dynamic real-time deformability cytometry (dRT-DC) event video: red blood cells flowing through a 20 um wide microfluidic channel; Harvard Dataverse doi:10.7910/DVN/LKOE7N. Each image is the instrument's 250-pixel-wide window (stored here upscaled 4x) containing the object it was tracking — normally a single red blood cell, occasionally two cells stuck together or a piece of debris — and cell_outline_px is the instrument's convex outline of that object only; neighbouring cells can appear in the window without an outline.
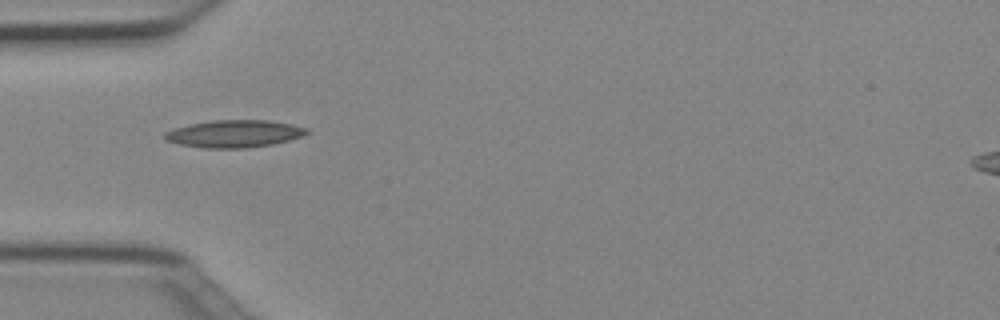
{"species": "Egyptian fruit bat (a non-hibernating species)", "species_latin": "Rousettus aegyptiacus", "temperature_condition": "cold", "stored_images_in_passage": 36, "camera_frame_rate_fps": 3000, "um_per_image_px": 0.085, "animal": {"sex": "female"}, "frame": {"image": 1, "passage_image": 1, "time_ms": 0.0, "image_size_px": [1000, 320], "cell_outline_px": [[312, 132], [304, 136], [272, 144], [244, 148], [204, 148], [180, 144], [164, 140], [164, 132], [172, 128], [188, 124], [208, 120], [268, 120], [292, 124], [308, 128]], "centroid_in_image_um": [19.91, 11.35], "position_along_channel_um": 65.1, "area_um2": 22.95}}
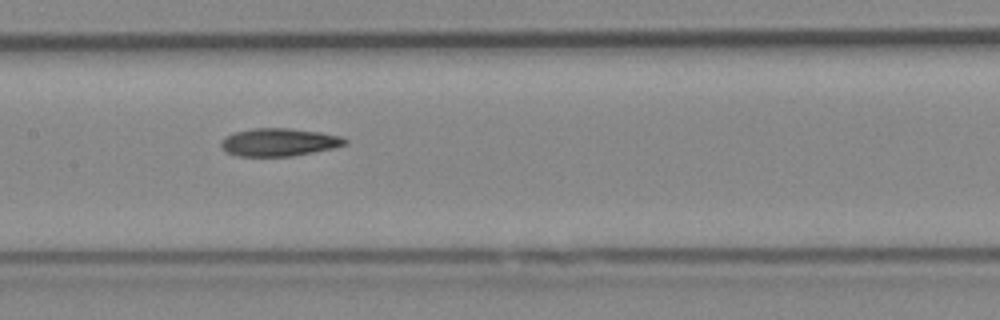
{"frame": {"image": 2, "passage_image": 10, "time_ms": 3.0, "image_size_px": [1000, 320], "cell_outline_px": [[348, 144], [336, 148], [292, 156], [236, 156], [228, 152], [220, 144], [224, 136], [232, 132], [252, 128], [292, 128], [320, 132], [340, 136], [348, 140]], "centroid_in_image_um": [23.74, 12.08], "position_along_channel_um": 183.7, "area_um2": 20.35}}
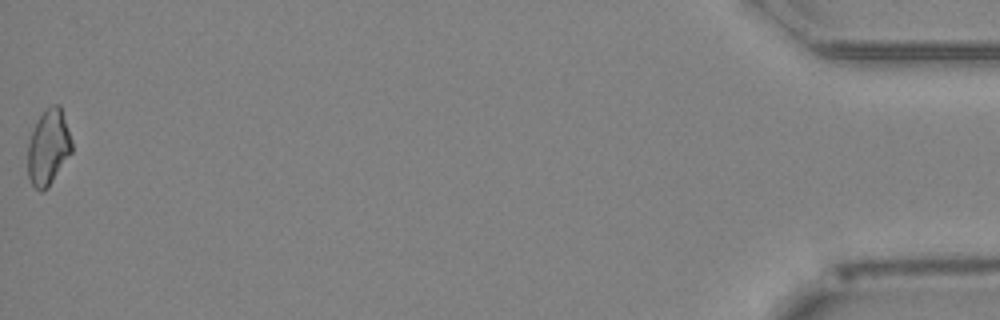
{"frame": {"image": 3, "passage_image": 36, "time_ms": 11.667, "image_size_px": [1000, 320], "cell_outline_px": [[72, 152], [48, 188], [44, 192], [40, 192], [32, 184], [28, 176], [28, 144], [32, 132], [44, 108], [52, 104], [60, 104], [72, 140]], "centroid_in_image_um": [4.12, 12.53], "position_along_channel_um": 431.1, "area_um2": 19.48}, "authors_computed_cell_mechanics": {"area_um2": 19.652, "velocity_mm_per_s": 3.9903, "shape_relaxation_time_tau1_ms": 9.5343, "shape_relaxation_time_tau2_ms": 6.7759, "deformation_change_tau1": 0.2116, "deformation_change_tau2": 0.1722}}